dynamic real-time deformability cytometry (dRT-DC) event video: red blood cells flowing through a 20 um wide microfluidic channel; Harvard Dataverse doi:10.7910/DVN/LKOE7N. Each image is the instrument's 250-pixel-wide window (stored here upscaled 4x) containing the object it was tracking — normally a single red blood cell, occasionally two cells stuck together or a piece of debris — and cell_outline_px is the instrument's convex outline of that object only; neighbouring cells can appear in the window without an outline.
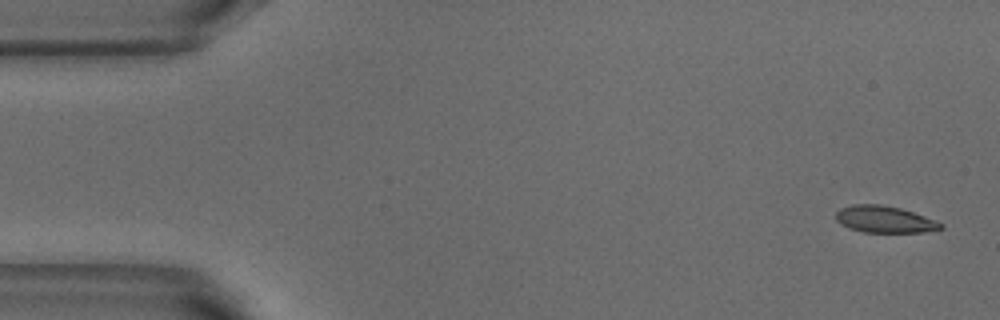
{"species": "common noctule bat (a hibernating species)", "species_latin": "Nyctalus noctula", "temperature_condition": "warm", "stored_images_in_passage": 4, "camera_frame_rate_fps": 3000, "um_per_image_px": 0.085, "animal": {"sex": "male", "body_mass_g": 18.8}, "frame": {"image": 1, "passage_image": 1, "time_ms": 0.0, "image_size_px": [1000, 320], "cell_outline_px": [[944, 228], [924, 232], [864, 232], [848, 228], [840, 224], [836, 220], [836, 212], [840, 208], [852, 204], [880, 204], [900, 208], [936, 220], [944, 224]], "centroid_in_image_um": [75.17, 18.64], "position_along_channel_um": 9.8, "area_um2": 16.42}}
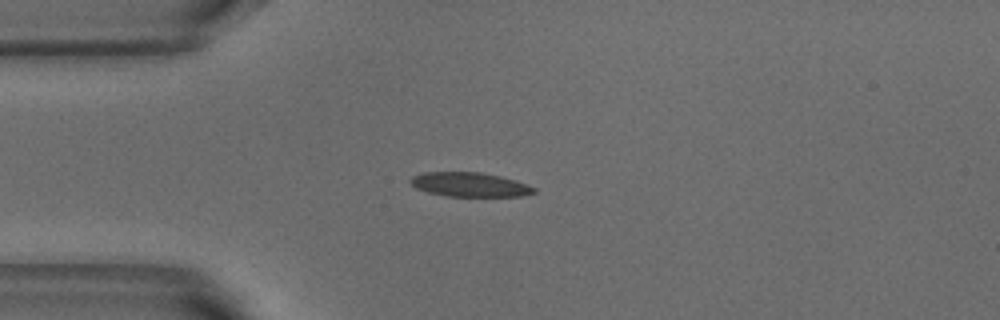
{"frame": {"image": 2, "passage_image": 4, "time_ms": 1.0, "image_size_px": [1000, 320], "cell_outline_px": [[536, 192], [520, 196], [448, 196], [428, 192], [416, 188], [408, 180], [412, 176], [424, 172], [480, 172], [500, 176], [516, 180], [536, 188]], "centroid_in_image_um": [39.92, 15.68], "position_along_channel_um": 45.1, "area_um2": 17.4}}